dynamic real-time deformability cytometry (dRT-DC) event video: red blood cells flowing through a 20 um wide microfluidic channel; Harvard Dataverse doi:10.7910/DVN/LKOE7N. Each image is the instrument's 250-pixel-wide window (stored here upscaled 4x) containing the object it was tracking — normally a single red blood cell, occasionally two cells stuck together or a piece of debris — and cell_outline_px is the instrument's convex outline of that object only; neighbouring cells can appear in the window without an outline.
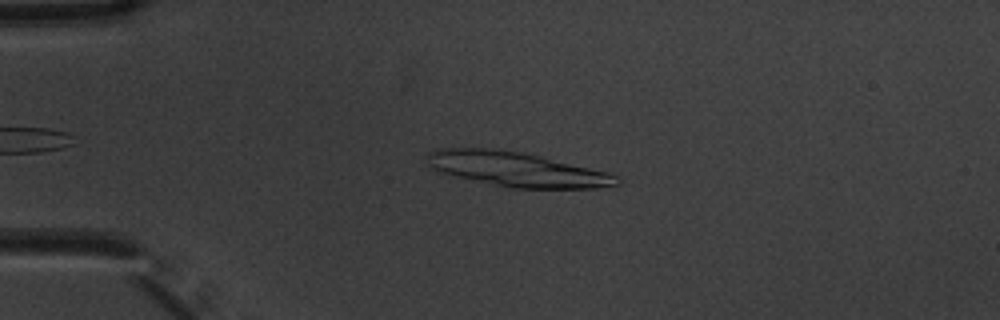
{"species": "common noctule bat (a hibernating species)", "species_latin": "Nyctalus noctula", "temperature_condition": "warm", "stored_images_in_passage": 4, "camera_frame_rate_fps": 3000, "um_per_image_px": 0.085, "animal": {"sex": "male", "body_mass_g": 20.1, "forearm_length_mm": 53.5}, "frame": {"image": 1, "passage_image": 2, "time_ms": 0.333, "image_size_px": [1000, 320], "cell_outline_px": [[620, 184], [596, 188], [512, 188], [440, 172], [432, 168], [428, 164], [428, 152], [436, 148], [492, 148], [524, 152], [608, 172], [620, 176]], "centroid_in_image_um": [43.96, 14.37], "position_along_channel_um": 41.0, "area_um2": 37.97}}